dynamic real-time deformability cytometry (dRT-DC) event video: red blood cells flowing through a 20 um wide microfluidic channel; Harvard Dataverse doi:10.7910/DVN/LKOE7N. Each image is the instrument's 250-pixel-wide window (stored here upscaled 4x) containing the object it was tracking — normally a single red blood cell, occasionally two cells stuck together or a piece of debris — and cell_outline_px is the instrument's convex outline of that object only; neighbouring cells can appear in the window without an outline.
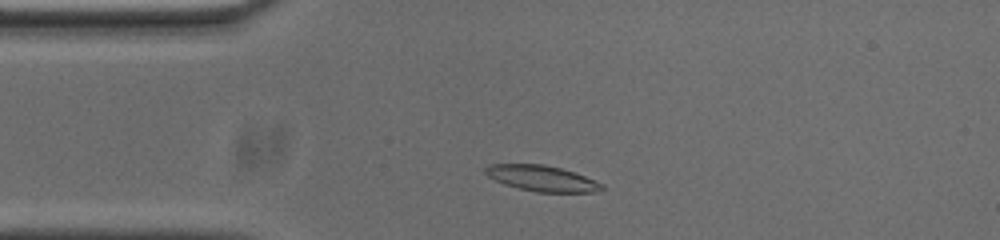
{"species": "common noctule bat (a hibernating species)", "species_latin": "Nyctalus noctula", "temperature_condition": "cold", "stored_images_in_passage": 47, "camera_frame_rate_fps": 3000, "um_per_image_px": 0.085, "animal": {"sex": "male", "body_mass_g": 20.0, "forearm_length_mm": 53.3}, "frame": {"image": 1, "passage_image": 4, "time_ms": 1.0, "image_size_px": [1000, 240], "cell_outline_px": [[604, 188], [596, 192], [536, 192], [504, 184], [488, 176], [484, 172], [484, 168], [488, 164], [544, 164], [560, 168], [584, 176], [604, 184]], "centroid_in_image_um": [46.05, 15.16], "position_along_channel_um": 39.0, "area_um2": 17.34}}
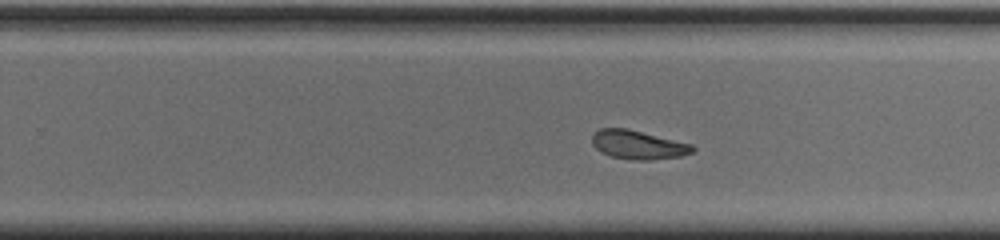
{"frame": {"image": 2, "passage_image": 25, "time_ms": 8.0, "image_size_px": [1000, 240], "cell_outline_px": [[696, 148], [692, 152], [680, 156], [652, 160], [632, 160], [612, 156], [600, 152], [592, 144], [592, 136], [600, 128], [628, 128], [692, 144]], "centroid_in_image_um": [54.24, 12.3], "position_along_channel_um": 275.6, "area_um2": 16.88}}
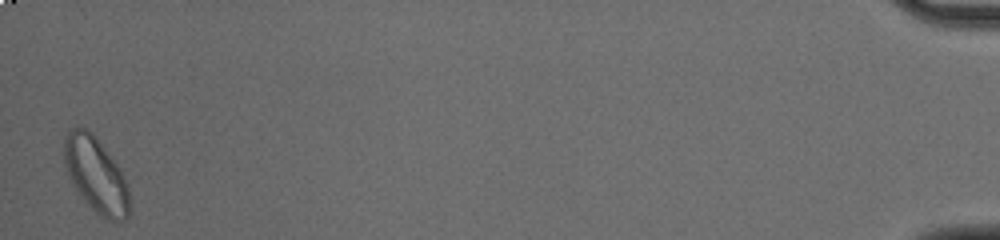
{"frame": {"image": 3, "passage_image": 46, "time_ms": 15.0, "image_size_px": [1000, 240], "cell_outline_px": [[128, 216], [120, 224], [116, 224], [100, 216], [80, 196], [72, 184], [68, 176], [64, 164], [64, 140], [68, 128], [76, 124], [92, 132], [96, 136], [120, 168], [128, 184]], "centroid_in_image_um": [8.14, 14.85], "position_along_channel_um": 427.1, "area_um2": 29.13}, "authors_computed_cell_mechanics": {"area_um2": 17.6868, "velocity_mm_per_s": 3.6502, "shape_relaxation_time_tau1_ms": 5.0007, "shape_relaxation_time_tau2_ms": 4.4979, "deformation_change_tau1": 0.1557, "deformation_change_tau2": 0.1107}}